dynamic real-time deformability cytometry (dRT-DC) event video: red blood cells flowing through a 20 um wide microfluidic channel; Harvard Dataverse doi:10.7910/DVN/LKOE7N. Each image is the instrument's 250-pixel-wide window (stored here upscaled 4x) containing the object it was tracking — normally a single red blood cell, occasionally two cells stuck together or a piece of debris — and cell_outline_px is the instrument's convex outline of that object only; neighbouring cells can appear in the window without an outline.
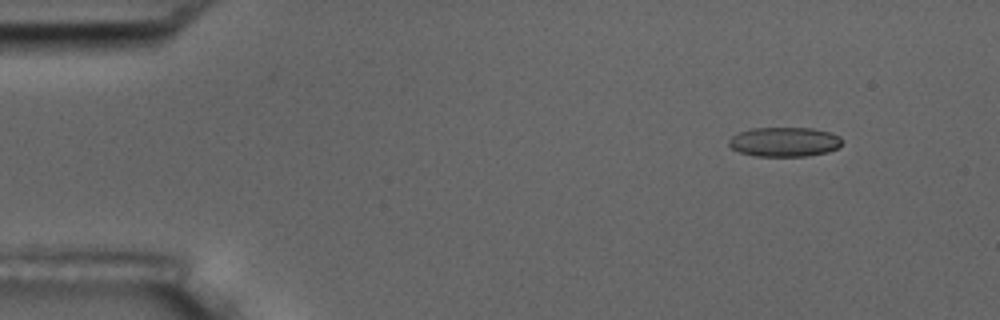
{"species": "common noctule bat (a hibernating species)", "species_latin": "Nyctalus noctula", "temperature_condition": "room temperature", "stored_images_in_passage": 5, "camera_frame_rate_fps": 3000, "um_per_image_px": 0.085, "animal": {"sex": "male", "body_mass_g": 17.5, "forearm_length_mm": 52.3}, "frame": {"image": 1, "passage_image": 2, "time_ms": 1.0, "image_size_px": [1000, 320], "cell_outline_px": [[844, 140], [836, 148], [828, 152], [808, 156], [756, 156], [740, 152], [732, 148], [728, 144], [728, 140], [732, 136], [740, 132], [752, 128], [812, 128], [828, 132], [840, 136]], "centroid_in_image_um": [66.68, 12.06], "position_along_channel_um": 18.3, "area_um2": 19.42}}